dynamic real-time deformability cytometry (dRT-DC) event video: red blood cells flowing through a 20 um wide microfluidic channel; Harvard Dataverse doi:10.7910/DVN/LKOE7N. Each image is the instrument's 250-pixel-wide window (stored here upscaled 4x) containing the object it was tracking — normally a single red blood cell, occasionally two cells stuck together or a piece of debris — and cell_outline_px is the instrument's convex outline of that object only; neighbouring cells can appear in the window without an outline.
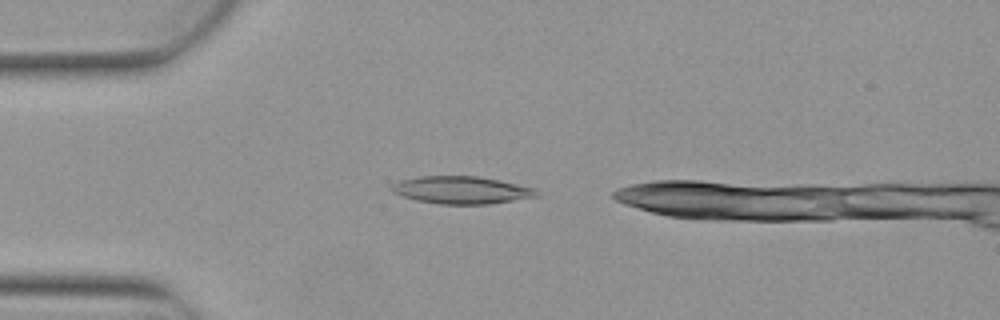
{"species": "Egyptian fruit bat (a non-hibernating species)", "species_latin": "Rousettus aegyptiacus", "temperature_condition": "warm", "stored_images_in_passage": 1, "camera_frame_rate_fps": 3000, "um_per_image_px": 0.085, "animal": {"sex": "female"}, "frame": {"image": 1, "passage_image": 1, "time_ms": 0.0, "image_size_px": [1000, 320], "cell_outline_px": [[540, 196], [488, 204], [440, 204], [416, 200], [392, 192], [388, 188], [392, 184], [404, 180], [420, 176], [476, 176], [500, 180], [536, 188], [540, 192]], "centroid_in_image_um": [39.26, 16.15], "position_along_channel_um": 45.7, "area_um2": 23.24}}